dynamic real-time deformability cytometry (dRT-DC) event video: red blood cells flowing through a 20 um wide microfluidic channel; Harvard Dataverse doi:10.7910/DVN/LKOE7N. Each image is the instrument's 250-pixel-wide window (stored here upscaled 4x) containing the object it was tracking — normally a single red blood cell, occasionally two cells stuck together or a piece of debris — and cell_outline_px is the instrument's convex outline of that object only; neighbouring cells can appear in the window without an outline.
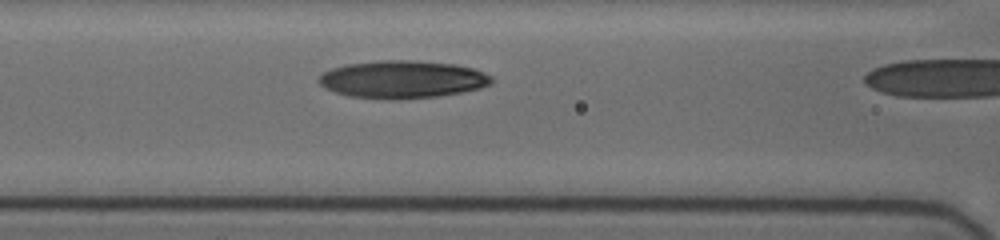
{"species": "human", "species_latin": "Homo sapiens", "temperature_condition": "cold", "stored_images_in_passage": 6, "camera_frame_rate_fps": 3000, "um_per_image_px": 0.085, "donor": {"sex": "female"}, "frame": {"image": 1, "passage_image": 5, "time_ms": 2.667, "image_size_px": [1000, 240], "cell_outline_px": [[492, 84], [480, 88], [460, 92], [436, 96], [400, 100], [348, 96], [324, 88], [316, 80], [324, 72], [332, 68], [348, 64], [380, 60], [412, 60], [452, 64], [472, 68], [484, 72], [492, 76]], "centroid_in_image_um": [34.19, 6.75], "position_along_channel_um": 132.4, "area_um2": 37.8}}